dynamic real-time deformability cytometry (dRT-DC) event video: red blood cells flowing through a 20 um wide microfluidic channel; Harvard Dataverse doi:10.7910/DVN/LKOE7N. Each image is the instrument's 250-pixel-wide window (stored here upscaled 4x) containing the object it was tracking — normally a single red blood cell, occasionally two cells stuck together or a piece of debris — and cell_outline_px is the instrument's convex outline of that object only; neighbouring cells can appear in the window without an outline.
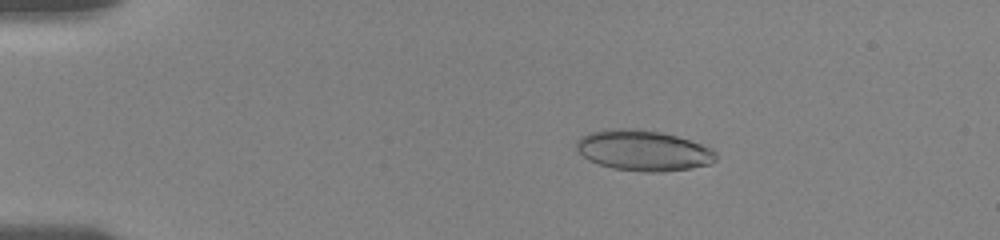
{"species": "human", "species_latin": "Homo sapiens", "temperature_condition": "room temperature", "stored_images_in_passage": 39, "camera_frame_rate_fps": 3000, "um_per_image_px": 0.085, "donor": {"sex": "female"}, "frame": {"image": 1, "passage_image": 5, "time_ms": 3.0, "image_size_px": [1000, 240], "cell_outline_px": [[716, 160], [712, 164], [692, 168], [660, 172], [644, 172], [612, 168], [588, 160], [576, 148], [576, 140], [580, 136], [588, 132], [612, 128], [636, 128], [660, 132], [676, 136], [712, 148], [716, 152]], "centroid_in_image_um": [54.67, 12.79], "position_along_channel_um": 30.3, "area_um2": 33.18}}
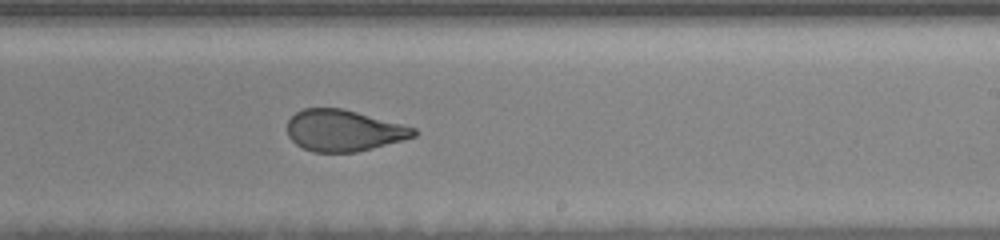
{"frame": {"image": 2, "passage_image": 25, "time_ms": 11.0, "image_size_px": [1000, 240], "cell_outline_px": [[416, 136], [404, 140], [356, 152], [312, 152], [296, 144], [288, 136], [288, 120], [296, 112], [304, 108], [344, 108], [416, 128]], "centroid_in_image_um": [29.21, 11.09], "position_along_channel_um": 259.8, "area_um2": 30.46}}
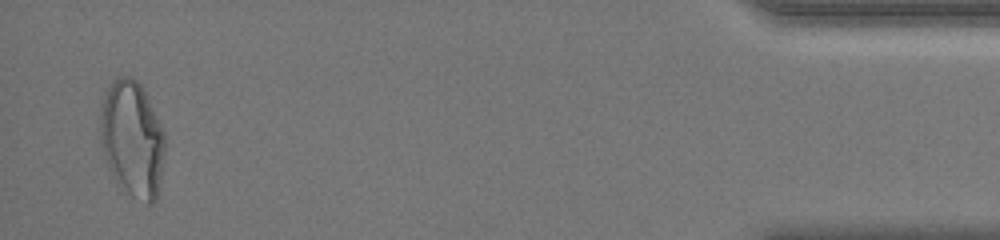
{"frame": {"image": 3, "passage_image": 39, "time_ms": 17.333, "image_size_px": [1000, 240], "cell_outline_px": [[164, 152], [160, 180], [156, 200], [152, 204], [148, 204], [132, 196], [116, 180], [104, 156], [100, 144], [100, 116], [104, 96], [108, 84], [112, 80], [120, 76], [132, 76], [140, 84], [164, 132]], "centroid_in_image_um": [11.22, 11.79], "position_along_channel_um": 424.0, "area_um2": 43.29}, "authors_computed_cell_mechanics": {"area_um2": 32.2524, "velocity_mm_per_s": 3.7043, "shape_relaxation_time_tau1_ms": 8.6631, "shape_relaxation_time_tau2_ms": 0.7808, "deformation_change_tau1": 0.2046, "deformation_change_tau2": 0.0696}}